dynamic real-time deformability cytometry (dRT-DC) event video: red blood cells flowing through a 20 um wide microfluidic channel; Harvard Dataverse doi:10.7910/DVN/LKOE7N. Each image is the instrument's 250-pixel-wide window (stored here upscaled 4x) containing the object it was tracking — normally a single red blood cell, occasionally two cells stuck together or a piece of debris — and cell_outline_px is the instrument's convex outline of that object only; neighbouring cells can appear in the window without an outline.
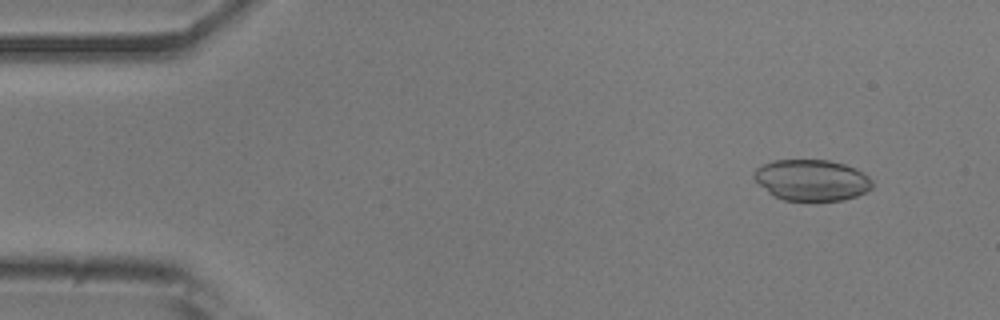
{"species": "common noctule bat (a hibernating species)", "species_latin": "Nyctalus noctula", "temperature_condition": "room temperature", "stored_images_in_passage": 48, "camera_frame_rate_fps": 3000, "um_per_image_px": 0.085, "animal": {"sex": "male", "body_mass_g": 20.5, "forearm_length_mm": 52.5}, "frame": {"image": 1, "passage_image": 4, "time_ms": 1.0, "image_size_px": [1000, 320], "cell_outline_px": [[872, 188], [856, 196], [844, 200], [784, 200], [772, 196], [752, 176], [752, 172], [756, 168], [764, 164], [776, 160], [828, 160], [844, 164], [856, 168], [868, 176], [872, 180]], "centroid_in_image_um": [68.99, 15.31], "position_along_channel_um": 16.0, "area_um2": 28.26}}
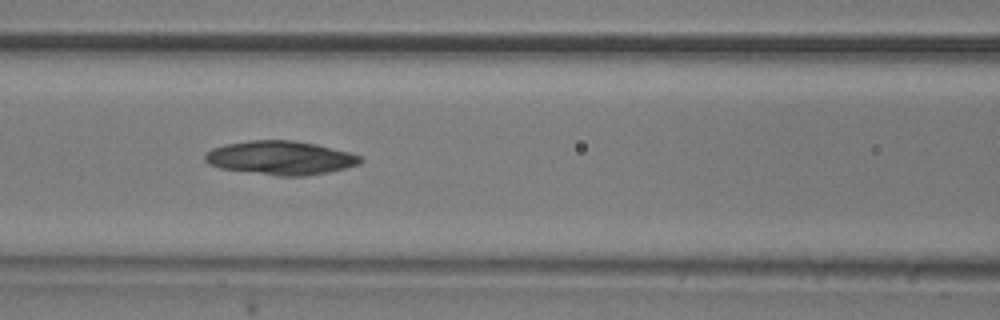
{"frame": {"image": 2, "passage_image": 21, "time_ms": 6.667, "image_size_px": [1000, 320], "cell_outline_px": [[364, 160], [360, 164], [328, 172], [304, 176], [280, 176], [220, 168], [208, 164], [204, 160], [204, 156], [212, 148], [224, 144], [248, 140], [292, 140], [316, 144], [348, 152], [360, 156]], "centroid_in_image_um": [23.82, 13.41], "position_along_channel_um": 142.8, "area_um2": 30.52}}
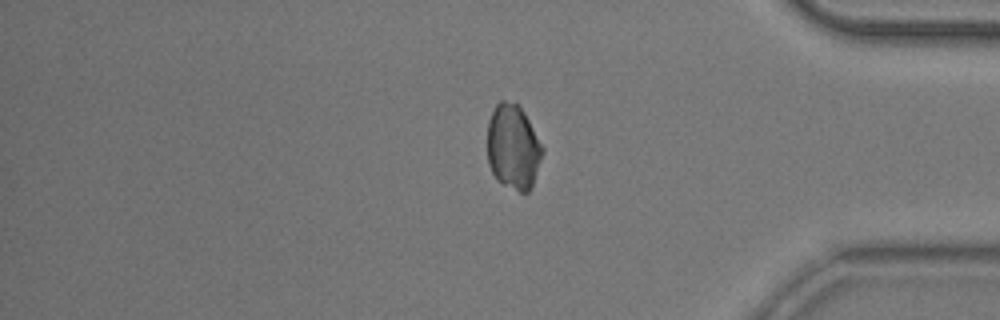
{"frame": {"image": 3, "passage_image": 42, "time_ms": 13.667, "image_size_px": [1000, 320], "cell_outline_px": [[544, 152], [532, 188], [528, 192], [520, 192], [496, 180], [488, 164], [488, 120], [496, 104], [500, 100], [504, 100], [516, 104], [524, 112], [544, 148]], "centroid_in_image_um": [43.63, 12.52], "position_along_channel_um": 391.6, "area_um2": 27.34}}